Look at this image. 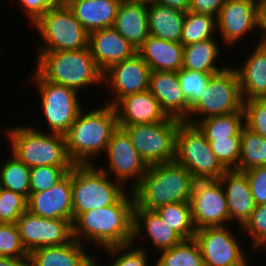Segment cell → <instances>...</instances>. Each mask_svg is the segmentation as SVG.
Listing matches in <instances>:
<instances>
[{
    "instance_id": "6da1fadb",
    "label": "cell",
    "mask_w": 266,
    "mask_h": 266,
    "mask_svg": "<svg viewBox=\"0 0 266 266\" xmlns=\"http://www.w3.org/2000/svg\"><path fill=\"white\" fill-rule=\"evenodd\" d=\"M134 205L133 191H129L113 205L81 213L72 224L73 238L84 245L91 241L102 249L131 243Z\"/></svg>"
},
{
    "instance_id": "7a4b0ae2",
    "label": "cell",
    "mask_w": 266,
    "mask_h": 266,
    "mask_svg": "<svg viewBox=\"0 0 266 266\" xmlns=\"http://www.w3.org/2000/svg\"><path fill=\"white\" fill-rule=\"evenodd\" d=\"M82 109L65 134L66 151L75 165L92 164L93 157L106 151L113 132L118 128L116 111L112 105L84 112ZM92 158V159H91Z\"/></svg>"
},
{
    "instance_id": "3957f363",
    "label": "cell",
    "mask_w": 266,
    "mask_h": 266,
    "mask_svg": "<svg viewBox=\"0 0 266 266\" xmlns=\"http://www.w3.org/2000/svg\"><path fill=\"white\" fill-rule=\"evenodd\" d=\"M195 179L175 161L149 165L140 183L132 190L134 208L156 210L174 203L189 202Z\"/></svg>"
},
{
    "instance_id": "277c9868",
    "label": "cell",
    "mask_w": 266,
    "mask_h": 266,
    "mask_svg": "<svg viewBox=\"0 0 266 266\" xmlns=\"http://www.w3.org/2000/svg\"><path fill=\"white\" fill-rule=\"evenodd\" d=\"M35 68L47 81L77 92L83 86L103 83V73L88 48L72 51L37 52Z\"/></svg>"
},
{
    "instance_id": "5b68a950",
    "label": "cell",
    "mask_w": 266,
    "mask_h": 266,
    "mask_svg": "<svg viewBox=\"0 0 266 266\" xmlns=\"http://www.w3.org/2000/svg\"><path fill=\"white\" fill-rule=\"evenodd\" d=\"M11 153L29 168L37 166L73 167L66 151L65 135L16 126L6 132Z\"/></svg>"
},
{
    "instance_id": "8992f818",
    "label": "cell",
    "mask_w": 266,
    "mask_h": 266,
    "mask_svg": "<svg viewBox=\"0 0 266 266\" xmlns=\"http://www.w3.org/2000/svg\"><path fill=\"white\" fill-rule=\"evenodd\" d=\"M109 177L94 163L72 167L73 221L81 213L115 204L126 193L124 185Z\"/></svg>"
},
{
    "instance_id": "52a82bcc",
    "label": "cell",
    "mask_w": 266,
    "mask_h": 266,
    "mask_svg": "<svg viewBox=\"0 0 266 266\" xmlns=\"http://www.w3.org/2000/svg\"><path fill=\"white\" fill-rule=\"evenodd\" d=\"M175 162L185 167L195 180H219L227 170L200 129L185 121L179 124L176 134Z\"/></svg>"
},
{
    "instance_id": "ba28073f",
    "label": "cell",
    "mask_w": 266,
    "mask_h": 266,
    "mask_svg": "<svg viewBox=\"0 0 266 266\" xmlns=\"http://www.w3.org/2000/svg\"><path fill=\"white\" fill-rule=\"evenodd\" d=\"M238 111H243L239 78L236 69L227 66L210 77L207 90H204L202 97L191 107L189 116L184 121L195 124L212 116Z\"/></svg>"
},
{
    "instance_id": "9c48e42d",
    "label": "cell",
    "mask_w": 266,
    "mask_h": 266,
    "mask_svg": "<svg viewBox=\"0 0 266 266\" xmlns=\"http://www.w3.org/2000/svg\"><path fill=\"white\" fill-rule=\"evenodd\" d=\"M32 26L44 45L39 52L72 51L88 48L89 33L68 7L48 9Z\"/></svg>"
},
{
    "instance_id": "30bf717a",
    "label": "cell",
    "mask_w": 266,
    "mask_h": 266,
    "mask_svg": "<svg viewBox=\"0 0 266 266\" xmlns=\"http://www.w3.org/2000/svg\"><path fill=\"white\" fill-rule=\"evenodd\" d=\"M182 120L168 117L152 124L118 126L128 135L146 164H162L175 161L176 134Z\"/></svg>"
},
{
    "instance_id": "8fae6325",
    "label": "cell",
    "mask_w": 266,
    "mask_h": 266,
    "mask_svg": "<svg viewBox=\"0 0 266 266\" xmlns=\"http://www.w3.org/2000/svg\"><path fill=\"white\" fill-rule=\"evenodd\" d=\"M32 75V80L37 83L40 92V104L49 126V133L65 135L83 109L78 92L47 81L36 69Z\"/></svg>"
},
{
    "instance_id": "7c38bea8",
    "label": "cell",
    "mask_w": 266,
    "mask_h": 266,
    "mask_svg": "<svg viewBox=\"0 0 266 266\" xmlns=\"http://www.w3.org/2000/svg\"><path fill=\"white\" fill-rule=\"evenodd\" d=\"M189 203L195 230L227 226L229 212L226 195L219 180H195Z\"/></svg>"
},
{
    "instance_id": "4fadbf2b",
    "label": "cell",
    "mask_w": 266,
    "mask_h": 266,
    "mask_svg": "<svg viewBox=\"0 0 266 266\" xmlns=\"http://www.w3.org/2000/svg\"><path fill=\"white\" fill-rule=\"evenodd\" d=\"M228 226L204 227L195 230L205 266H249L239 240Z\"/></svg>"
},
{
    "instance_id": "5bb4252c",
    "label": "cell",
    "mask_w": 266,
    "mask_h": 266,
    "mask_svg": "<svg viewBox=\"0 0 266 266\" xmlns=\"http://www.w3.org/2000/svg\"><path fill=\"white\" fill-rule=\"evenodd\" d=\"M107 159L109 160V168L98 167L104 173L115 174L118 182L122 185L131 178L132 191L141 181L148 165L134 148L129 135L120 127H118L112 134L108 142L106 151Z\"/></svg>"
},
{
    "instance_id": "9a60e30c",
    "label": "cell",
    "mask_w": 266,
    "mask_h": 266,
    "mask_svg": "<svg viewBox=\"0 0 266 266\" xmlns=\"http://www.w3.org/2000/svg\"><path fill=\"white\" fill-rule=\"evenodd\" d=\"M73 221L47 219L26 210L17 220L23 245L30 253L41 247L67 244L73 239Z\"/></svg>"
},
{
    "instance_id": "2e32d148",
    "label": "cell",
    "mask_w": 266,
    "mask_h": 266,
    "mask_svg": "<svg viewBox=\"0 0 266 266\" xmlns=\"http://www.w3.org/2000/svg\"><path fill=\"white\" fill-rule=\"evenodd\" d=\"M150 72L138 53L108 68L103 73V83L115 93L108 105L114 106L121 98L148 90Z\"/></svg>"
},
{
    "instance_id": "e0dca14e",
    "label": "cell",
    "mask_w": 266,
    "mask_h": 266,
    "mask_svg": "<svg viewBox=\"0 0 266 266\" xmlns=\"http://www.w3.org/2000/svg\"><path fill=\"white\" fill-rule=\"evenodd\" d=\"M259 0H226L216 17V29L228 46L242 39L246 32L257 30ZM243 36V37H242Z\"/></svg>"
},
{
    "instance_id": "ac0fdd59",
    "label": "cell",
    "mask_w": 266,
    "mask_h": 266,
    "mask_svg": "<svg viewBox=\"0 0 266 266\" xmlns=\"http://www.w3.org/2000/svg\"><path fill=\"white\" fill-rule=\"evenodd\" d=\"M27 210L47 219L73 221L71 170L50 189L30 193Z\"/></svg>"
},
{
    "instance_id": "d6986e66",
    "label": "cell",
    "mask_w": 266,
    "mask_h": 266,
    "mask_svg": "<svg viewBox=\"0 0 266 266\" xmlns=\"http://www.w3.org/2000/svg\"><path fill=\"white\" fill-rule=\"evenodd\" d=\"M88 47L95 64L102 73L114 64L131 58L137 53L114 27L89 33Z\"/></svg>"
},
{
    "instance_id": "ffe728a7",
    "label": "cell",
    "mask_w": 266,
    "mask_h": 266,
    "mask_svg": "<svg viewBox=\"0 0 266 266\" xmlns=\"http://www.w3.org/2000/svg\"><path fill=\"white\" fill-rule=\"evenodd\" d=\"M113 107L118 126L152 124L168 118L149 90L121 98Z\"/></svg>"
},
{
    "instance_id": "44dd1931",
    "label": "cell",
    "mask_w": 266,
    "mask_h": 266,
    "mask_svg": "<svg viewBox=\"0 0 266 266\" xmlns=\"http://www.w3.org/2000/svg\"><path fill=\"white\" fill-rule=\"evenodd\" d=\"M148 90L168 117L182 121L188 117V102L182 93L177 72L151 71Z\"/></svg>"
},
{
    "instance_id": "7402d4cb",
    "label": "cell",
    "mask_w": 266,
    "mask_h": 266,
    "mask_svg": "<svg viewBox=\"0 0 266 266\" xmlns=\"http://www.w3.org/2000/svg\"><path fill=\"white\" fill-rule=\"evenodd\" d=\"M219 181L226 195L229 222L237 220L236 223L239 222V226L242 227L256 206L246 173L237 169H227Z\"/></svg>"
},
{
    "instance_id": "603a6c76",
    "label": "cell",
    "mask_w": 266,
    "mask_h": 266,
    "mask_svg": "<svg viewBox=\"0 0 266 266\" xmlns=\"http://www.w3.org/2000/svg\"><path fill=\"white\" fill-rule=\"evenodd\" d=\"M149 236L152 246L158 252L170 249L174 245L179 244L183 239L175 233L155 210H146L143 208L133 209V238L132 243L142 237L141 233ZM137 239V240H136Z\"/></svg>"
},
{
    "instance_id": "cb8c5ba5",
    "label": "cell",
    "mask_w": 266,
    "mask_h": 266,
    "mask_svg": "<svg viewBox=\"0 0 266 266\" xmlns=\"http://www.w3.org/2000/svg\"><path fill=\"white\" fill-rule=\"evenodd\" d=\"M241 64L235 69L243 101L266 98V47L255 45L244 64Z\"/></svg>"
},
{
    "instance_id": "d4e9b609",
    "label": "cell",
    "mask_w": 266,
    "mask_h": 266,
    "mask_svg": "<svg viewBox=\"0 0 266 266\" xmlns=\"http://www.w3.org/2000/svg\"><path fill=\"white\" fill-rule=\"evenodd\" d=\"M183 49L180 42L149 35L137 53L151 71L178 72L182 68Z\"/></svg>"
},
{
    "instance_id": "484cf974",
    "label": "cell",
    "mask_w": 266,
    "mask_h": 266,
    "mask_svg": "<svg viewBox=\"0 0 266 266\" xmlns=\"http://www.w3.org/2000/svg\"><path fill=\"white\" fill-rule=\"evenodd\" d=\"M86 246L73 238L67 244L41 247L29 253L30 263L31 266H89L93 256L88 254Z\"/></svg>"
},
{
    "instance_id": "4316f807",
    "label": "cell",
    "mask_w": 266,
    "mask_h": 266,
    "mask_svg": "<svg viewBox=\"0 0 266 266\" xmlns=\"http://www.w3.org/2000/svg\"><path fill=\"white\" fill-rule=\"evenodd\" d=\"M113 27L138 51L149 36L147 5L120 4Z\"/></svg>"
},
{
    "instance_id": "83f0119b",
    "label": "cell",
    "mask_w": 266,
    "mask_h": 266,
    "mask_svg": "<svg viewBox=\"0 0 266 266\" xmlns=\"http://www.w3.org/2000/svg\"><path fill=\"white\" fill-rule=\"evenodd\" d=\"M120 3L117 0H78L68 8L88 33L113 27Z\"/></svg>"
},
{
    "instance_id": "f1b7e54d",
    "label": "cell",
    "mask_w": 266,
    "mask_h": 266,
    "mask_svg": "<svg viewBox=\"0 0 266 266\" xmlns=\"http://www.w3.org/2000/svg\"><path fill=\"white\" fill-rule=\"evenodd\" d=\"M149 35L180 42L186 12L161 6L153 1L147 5Z\"/></svg>"
},
{
    "instance_id": "f546056e",
    "label": "cell",
    "mask_w": 266,
    "mask_h": 266,
    "mask_svg": "<svg viewBox=\"0 0 266 266\" xmlns=\"http://www.w3.org/2000/svg\"><path fill=\"white\" fill-rule=\"evenodd\" d=\"M216 38L203 40L184 46L182 68L198 72L216 74L227 66L218 67L216 60L221 52Z\"/></svg>"
},
{
    "instance_id": "4dcf8cb0",
    "label": "cell",
    "mask_w": 266,
    "mask_h": 266,
    "mask_svg": "<svg viewBox=\"0 0 266 266\" xmlns=\"http://www.w3.org/2000/svg\"><path fill=\"white\" fill-rule=\"evenodd\" d=\"M196 125L207 140L229 138L241 135L244 125V112L238 111L226 115L212 116L197 121Z\"/></svg>"
},
{
    "instance_id": "1f68e13d",
    "label": "cell",
    "mask_w": 266,
    "mask_h": 266,
    "mask_svg": "<svg viewBox=\"0 0 266 266\" xmlns=\"http://www.w3.org/2000/svg\"><path fill=\"white\" fill-rule=\"evenodd\" d=\"M155 266H205L197 241L182 240L170 249L160 251Z\"/></svg>"
},
{
    "instance_id": "d6a6232c",
    "label": "cell",
    "mask_w": 266,
    "mask_h": 266,
    "mask_svg": "<svg viewBox=\"0 0 266 266\" xmlns=\"http://www.w3.org/2000/svg\"><path fill=\"white\" fill-rule=\"evenodd\" d=\"M163 222L168 225L183 240L192 239L195 236V228L191 219L189 202H174L156 210Z\"/></svg>"
},
{
    "instance_id": "836d02e7",
    "label": "cell",
    "mask_w": 266,
    "mask_h": 266,
    "mask_svg": "<svg viewBox=\"0 0 266 266\" xmlns=\"http://www.w3.org/2000/svg\"><path fill=\"white\" fill-rule=\"evenodd\" d=\"M258 166H266V138L244 126L241 133L239 166L236 169L246 171Z\"/></svg>"
},
{
    "instance_id": "e575fe53",
    "label": "cell",
    "mask_w": 266,
    "mask_h": 266,
    "mask_svg": "<svg viewBox=\"0 0 266 266\" xmlns=\"http://www.w3.org/2000/svg\"><path fill=\"white\" fill-rule=\"evenodd\" d=\"M2 188L16 192L26 199L30 195V168L14 155L6 159L0 166Z\"/></svg>"
},
{
    "instance_id": "d590c367",
    "label": "cell",
    "mask_w": 266,
    "mask_h": 266,
    "mask_svg": "<svg viewBox=\"0 0 266 266\" xmlns=\"http://www.w3.org/2000/svg\"><path fill=\"white\" fill-rule=\"evenodd\" d=\"M216 17L187 11L183 23L181 44L187 46L214 38Z\"/></svg>"
},
{
    "instance_id": "8d00e7d4",
    "label": "cell",
    "mask_w": 266,
    "mask_h": 266,
    "mask_svg": "<svg viewBox=\"0 0 266 266\" xmlns=\"http://www.w3.org/2000/svg\"><path fill=\"white\" fill-rule=\"evenodd\" d=\"M177 75L182 93L188 102L189 116L191 107L202 97L204 90H207L210 77L213 74L181 68Z\"/></svg>"
},
{
    "instance_id": "74e56055",
    "label": "cell",
    "mask_w": 266,
    "mask_h": 266,
    "mask_svg": "<svg viewBox=\"0 0 266 266\" xmlns=\"http://www.w3.org/2000/svg\"><path fill=\"white\" fill-rule=\"evenodd\" d=\"M72 167L37 166L30 168V193L46 191L61 181Z\"/></svg>"
},
{
    "instance_id": "f35d334b",
    "label": "cell",
    "mask_w": 266,
    "mask_h": 266,
    "mask_svg": "<svg viewBox=\"0 0 266 266\" xmlns=\"http://www.w3.org/2000/svg\"><path fill=\"white\" fill-rule=\"evenodd\" d=\"M0 257H29L16 223H0Z\"/></svg>"
},
{
    "instance_id": "ab89813d",
    "label": "cell",
    "mask_w": 266,
    "mask_h": 266,
    "mask_svg": "<svg viewBox=\"0 0 266 266\" xmlns=\"http://www.w3.org/2000/svg\"><path fill=\"white\" fill-rule=\"evenodd\" d=\"M132 246L134 245L131 242L104 248L105 251L107 250L108 255L110 254L113 258L116 257L110 266H148L147 249L144 246L142 248ZM122 251L125 252L123 253Z\"/></svg>"
},
{
    "instance_id": "60d3db41",
    "label": "cell",
    "mask_w": 266,
    "mask_h": 266,
    "mask_svg": "<svg viewBox=\"0 0 266 266\" xmlns=\"http://www.w3.org/2000/svg\"><path fill=\"white\" fill-rule=\"evenodd\" d=\"M207 141L214 154L227 169H236L239 166L241 135Z\"/></svg>"
},
{
    "instance_id": "b9f144b4",
    "label": "cell",
    "mask_w": 266,
    "mask_h": 266,
    "mask_svg": "<svg viewBox=\"0 0 266 266\" xmlns=\"http://www.w3.org/2000/svg\"><path fill=\"white\" fill-rule=\"evenodd\" d=\"M27 210V199L11 190H0V223H16Z\"/></svg>"
},
{
    "instance_id": "7bdbcfd3",
    "label": "cell",
    "mask_w": 266,
    "mask_h": 266,
    "mask_svg": "<svg viewBox=\"0 0 266 266\" xmlns=\"http://www.w3.org/2000/svg\"><path fill=\"white\" fill-rule=\"evenodd\" d=\"M244 125L266 138V98L243 101Z\"/></svg>"
},
{
    "instance_id": "ee69618b",
    "label": "cell",
    "mask_w": 266,
    "mask_h": 266,
    "mask_svg": "<svg viewBox=\"0 0 266 266\" xmlns=\"http://www.w3.org/2000/svg\"><path fill=\"white\" fill-rule=\"evenodd\" d=\"M239 228L251 235V250L261 249L266 243V204L256 205L250 218Z\"/></svg>"
},
{
    "instance_id": "f6af8a7d",
    "label": "cell",
    "mask_w": 266,
    "mask_h": 266,
    "mask_svg": "<svg viewBox=\"0 0 266 266\" xmlns=\"http://www.w3.org/2000/svg\"><path fill=\"white\" fill-rule=\"evenodd\" d=\"M255 205L266 204V166L250 168L246 171Z\"/></svg>"
},
{
    "instance_id": "bcb514c9",
    "label": "cell",
    "mask_w": 266,
    "mask_h": 266,
    "mask_svg": "<svg viewBox=\"0 0 266 266\" xmlns=\"http://www.w3.org/2000/svg\"><path fill=\"white\" fill-rule=\"evenodd\" d=\"M21 10L28 16L31 26L50 8L57 7V0H19Z\"/></svg>"
},
{
    "instance_id": "7dc6e473",
    "label": "cell",
    "mask_w": 266,
    "mask_h": 266,
    "mask_svg": "<svg viewBox=\"0 0 266 266\" xmlns=\"http://www.w3.org/2000/svg\"><path fill=\"white\" fill-rule=\"evenodd\" d=\"M226 0H191L189 11L217 17Z\"/></svg>"
},
{
    "instance_id": "c3c4849f",
    "label": "cell",
    "mask_w": 266,
    "mask_h": 266,
    "mask_svg": "<svg viewBox=\"0 0 266 266\" xmlns=\"http://www.w3.org/2000/svg\"><path fill=\"white\" fill-rule=\"evenodd\" d=\"M257 29H259V31L261 30V39L258 41L257 44L266 47V0L258 1Z\"/></svg>"
},
{
    "instance_id": "681fc988",
    "label": "cell",
    "mask_w": 266,
    "mask_h": 266,
    "mask_svg": "<svg viewBox=\"0 0 266 266\" xmlns=\"http://www.w3.org/2000/svg\"><path fill=\"white\" fill-rule=\"evenodd\" d=\"M153 2L161 5L176 9L182 12L189 11L191 0H152Z\"/></svg>"
},
{
    "instance_id": "f907efd6",
    "label": "cell",
    "mask_w": 266,
    "mask_h": 266,
    "mask_svg": "<svg viewBox=\"0 0 266 266\" xmlns=\"http://www.w3.org/2000/svg\"><path fill=\"white\" fill-rule=\"evenodd\" d=\"M0 266H31L29 257L5 258L0 257Z\"/></svg>"
},
{
    "instance_id": "816d5d0a",
    "label": "cell",
    "mask_w": 266,
    "mask_h": 266,
    "mask_svg": "<svg viewBox=\"0 0 266 266\" xmlns=\"http://www.w3.org/2000/svg\"><path fill=\"white\" fill-rule=\"evenodd\" d=\"M120 4H145L148 5L152 0H117Z\"/></svg>"
},
{
    "instance_id": "f5cc1de1",
    "label": "cell",
    "mask_w": 266,
    "mask_h": 266,
    "mask_svg": "<svg viewBox=\"0 0 266 266\" xmlns=\"http://www.w3.org/2000/svg\"><path fill=\"white\" fill-rule=\"evenodd\" d=\"M78 0H57L58 7H69L72 3Z\"/></svg>"
},
{
    "instance_id": "db71d44e",
    "label": "cell",
    "mask_w": 266,
    "mask_h": 266,
    "mask_svg": "<svg viewBox=\"0 0 266 266\" xmlns=\"http://www.w3.org/2000/svg\"><path fill=\"white\" fill-rule=\"evenodd\" d=\"M94 258H95V256L92 258L89 266H101L98 264V262L96 263V260H94Z\"/></svg>"
},
{
    "instance_id": "11a10c76",
    "label": "cell",
    "mask_w": 266,
    "mask_h": 266,
    "mask_svg": "<svg viewBox=\"0 0 266 266\" xmlns=\"http://www.w3.org/2000/svg\"><path fill=\"white\" fill-rule=\"evenodd\" d=\"M261 247H263L266 250V243L263 246H261Z\"/></svg>"
}]
</instances>
